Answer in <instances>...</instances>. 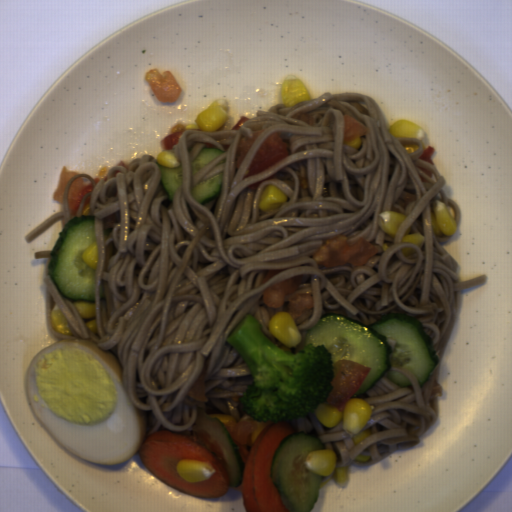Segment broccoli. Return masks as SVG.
Listing matches in <instances>:
<instances>
[{
    "label": "broccoli",
    "mask_w": 512,
    "mask_h": 512,
    "mask_svg": "<svg viewBox=\"0 0 512 512\" xmlns=\"http://www.w3.org/2000/svg\"><path fill=\"white\" fill-rule=\"evenodd\" d=\"M250 369L251 382L239 398L256 422L277 423L313 412L333 386L332 354L311 342L300 351L278 347L252 314L225 338Z\"/></svg>",
    "instance_id": "obj_1"
}]
</instances>
